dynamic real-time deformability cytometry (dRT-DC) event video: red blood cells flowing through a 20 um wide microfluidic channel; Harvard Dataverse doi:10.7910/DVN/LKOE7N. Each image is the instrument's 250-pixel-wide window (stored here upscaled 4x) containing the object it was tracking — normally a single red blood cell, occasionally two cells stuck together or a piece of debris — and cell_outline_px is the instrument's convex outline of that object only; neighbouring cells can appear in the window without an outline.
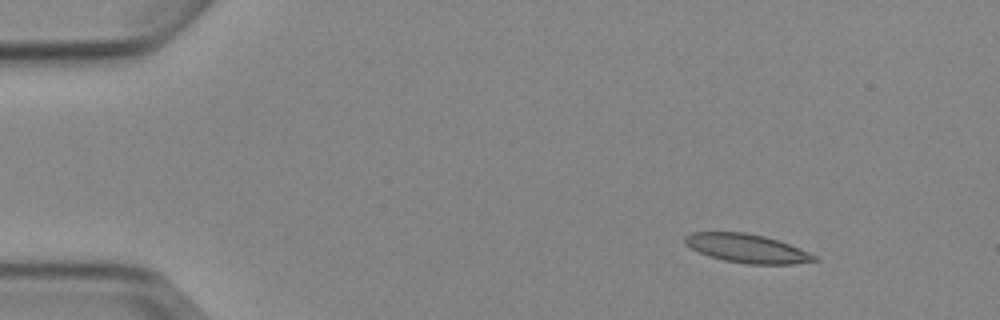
{"species": "Egyptian fruit bat (a non-hibernating species)", "species_latin": "Rousettus aegyptiacus", "temperature_condition": "cold", "stored_images_in_passage": 4, "camera_frame_rate_fps": 3000, "um_per_image_px": 0.085, "animal": {"sex": "female"}, "frame": {"image": 1, "passage_image": 1, "time_ms": 0.0, "image_size_px": [1000, 320], "cell_outline_px": [[820, 260], [792, 264], [748, 264], [724, 260], [708, 256], [684, 244], [684, 236], [692, 232], [744, 232], [764, 236], [800, 248], [816, 256]], "centroid_in_image_um": [63.47, 21.11], "position_along_channel_um": 21.5, "area_um2": 21.5}}
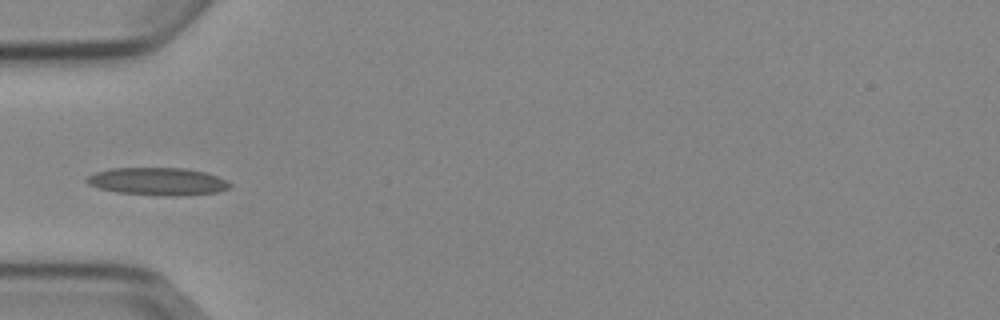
{"frame": {"image": 2, "passage_image": 4, "time_ms": 3.667, "image_size_px": [1000, 320], "cell_outline_px": [[232, 188], [216, 192], [180, 196], [164, 196], [116, 192], [100, 188], [88, 184], [84, 180], [88, 176], [96, 172], [108, 168], [184, 168], [208, 172], [228, 180], [232, 184]], "centroid_in_image_um": [13.46, 15.42], "position_along_channel_um": 71.5, "area_um2": 23.35}}